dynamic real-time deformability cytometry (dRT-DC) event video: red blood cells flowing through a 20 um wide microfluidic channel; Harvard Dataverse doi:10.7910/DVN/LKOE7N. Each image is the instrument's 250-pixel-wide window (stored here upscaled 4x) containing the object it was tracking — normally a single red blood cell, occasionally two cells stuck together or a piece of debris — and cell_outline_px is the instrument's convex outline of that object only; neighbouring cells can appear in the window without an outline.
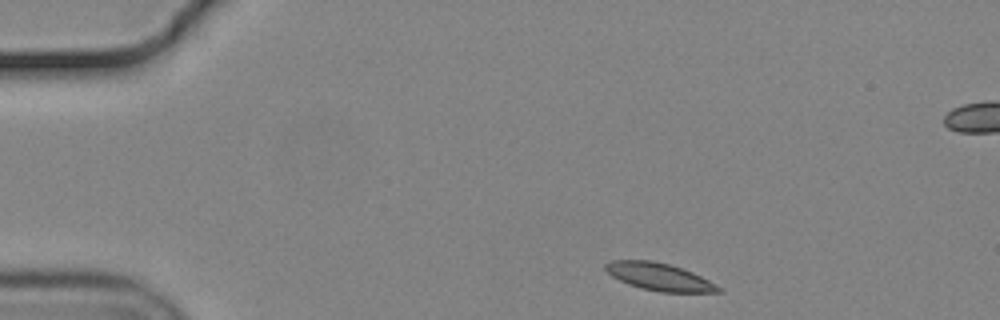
{"species": "common noctule bat (a hibernating species)", "species_latin": "Nyctalus noctula", "temperature_condition": "cold", "stored_images_in_passage": 48, "camera_frame_rate_fps": 3000, "um_per_image_px": 0.085, "animal": {"sex": "male", "body_mass_g": 19.2, "forearm_length_mm": 51.8}, "frame": {"image": 1, "passage_image": 1, "time_ms": 0.0, "image_size_px": [1000, 320], "cell_outline_px": [[724, 292], [660, 292], [640, 288], [628, 284], [612, 276], [604, 268], [604, 264], [612, 260], [652, 260], [668, 264], [692, 272], [724, 288]], "centroid_in_image_um": [56.05, 23.53], "position_along_channel_um": 29.0, "area_um2": 18.03}}
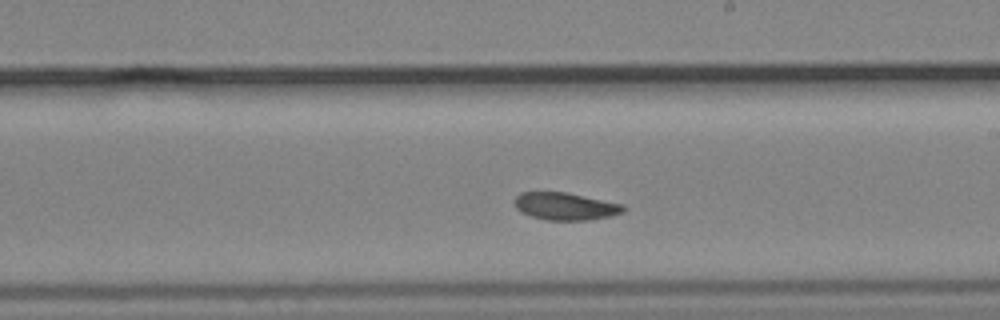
{"frame": {"image": 2, "passage_image": 24, "time_ms": 7.667, "image_size_px": [1000, 320], "cell_outline_px": [[628, 208], [624, 212], [612, 216], [588, 220], [544, 220], [520, 212], [516, 208], [512, 200], [520, 192], [568, 192], [624, 204]], "centroid_in_image_um": [48.07, 17.53], "position_along_channel_um": 240.9, "area_um2": 17.8}}
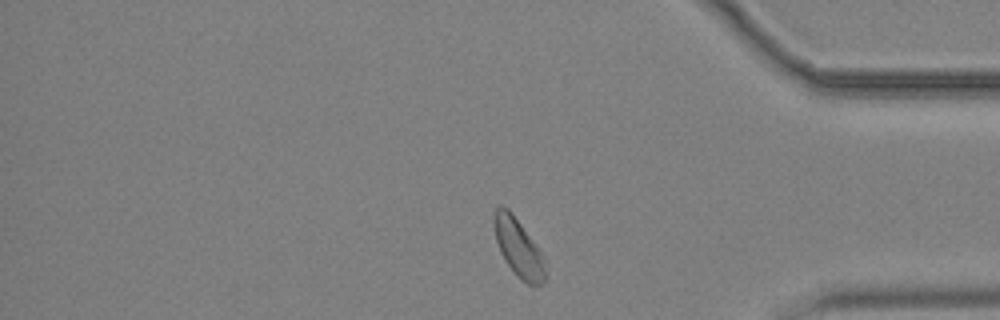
{"frame": {"image": 3, "passage_image": 38, "time_ms": 12.333, "image_size_px": [1000, 320], "cell_outline_px": [[548, 276], [540, 284], [528, 284], [520, 280], [516, 276], [504, 260], [500, 252], [496, 240], [492, 224], [492, 216], [496, 208], [500, 204], [504, 204], [512, 212], [540, 252]], "centroid_in_image_um": [44.01, 21.03], "position_along_channel_um": 391.2, "area_um2": 17.4}, "authors_computed_cell_mechanics": {"area_um2": 18.0625, "velocity_mm_per_s": 3.6529, "shape_relaxation_time_tau1_ms": null, "shape_relaxation_time_tau2_ms": 5.6591, "deformation_change_tau1": null, "deformation_change_tau2": 0.1068}}